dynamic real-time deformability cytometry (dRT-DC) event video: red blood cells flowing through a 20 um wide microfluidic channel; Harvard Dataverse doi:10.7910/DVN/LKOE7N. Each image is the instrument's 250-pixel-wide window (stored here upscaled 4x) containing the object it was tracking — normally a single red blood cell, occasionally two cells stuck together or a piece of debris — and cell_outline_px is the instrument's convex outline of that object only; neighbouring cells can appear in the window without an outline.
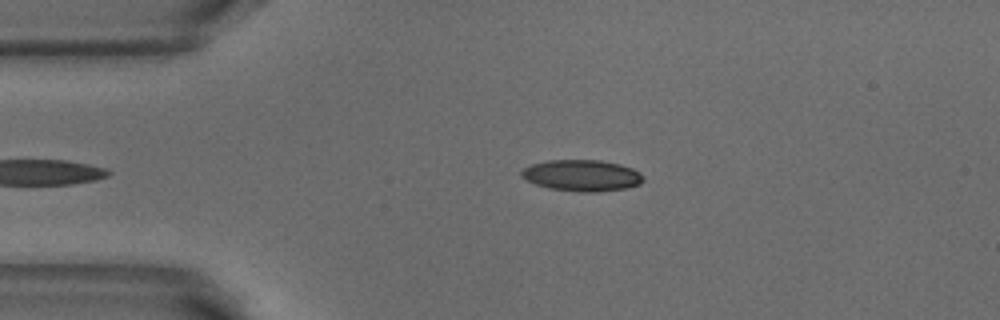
{"species": "common noctule bat (a hibernating species)", "species_latin": "Nyctalus noctula", "temperature_condition": "warm", "stored_images_in_passage": 31, "camera_frame_rate_fps": 3000, "um_per_image_px": 0.085, "animal": {"sex": "male", "body_mass_g": 18.8}, "frame": {"image": 1, "passage_image": 2, "time_ms": 0.333, "image_size_px": [1000, 320], "cell_outline_px": [[644, 180], [640, 184], [628, 188], [596, 192], [580, 192], [548, 188], [536, 184], [520, 176], [520, 172], [524, 168], [532, 164], [548, 160], [600, 160], [620, 164], [632, 168], [640, 172], [644, 176]], "centroid_in_image_um": [49.49, 14.92], "position_along_channel_um": 35.5, "area_um2": 22.37}}
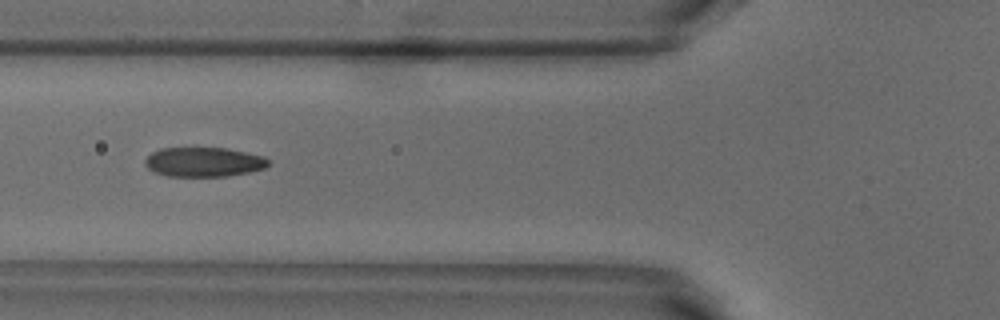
{"frame": {"image": 2, "passage_image": 10, "time_ms": 3.0, "image_size_px": [1000, 320], "cell_outline_px": [[272, 164], [264, 168], [248, 172], [228, 176], [168, 176], [152, 172], [144, 164], [144, 160], [152, 152], [160, 148], [228, 148], [264, 156]], "centroid_in_image_um": [17.31, 13.77], "position_along_channel_um": 108.5, "area_um2": 21.33}}
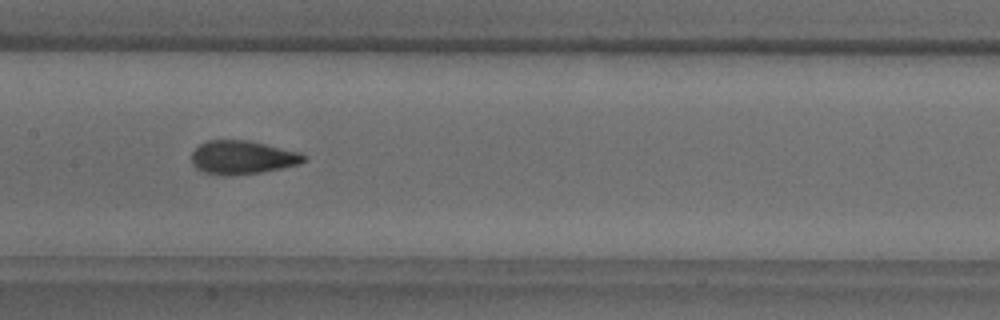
{"frame": {"image": 3, "passage_image": 16, "time_ms": 5.0, "image_size_px": [1000, 320], "cell_outline_px": [[308, 160], [300, 164], [260, 172], [228, 176], [220, 176], [204, 172], [196, 168], [192, 164], [192, 152], [200, 144], [208, 140], [248, 140], [300, 152], [308, 156]], "centroid_in_image_um": [20.62, 13.38], "position_along_channel_um": 186.8, "area_um2": 22.08}, "authors_computed_cell_mechanics": {"area_um2": 21.8484, "velocity_mm_per_s": 3.8937, "shape_relaxation_time_tau1_ms": 3.7731, "shape_relaxation_time_tau2_ms": 1.0226, "deformation_change_tau1": 0.1502, "deformation_change_tau2": 0.0699}}